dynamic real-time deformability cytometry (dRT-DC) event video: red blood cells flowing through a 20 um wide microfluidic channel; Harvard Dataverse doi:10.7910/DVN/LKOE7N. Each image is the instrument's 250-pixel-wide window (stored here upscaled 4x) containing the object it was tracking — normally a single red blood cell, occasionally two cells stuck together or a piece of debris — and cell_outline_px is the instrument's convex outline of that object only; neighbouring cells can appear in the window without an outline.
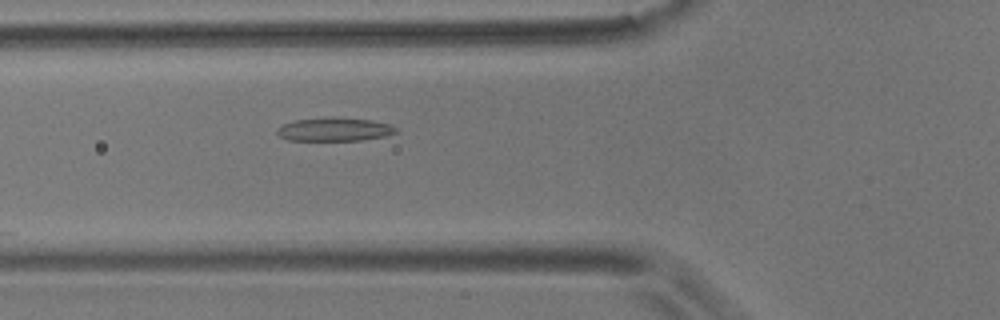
{"species": "common noctule bat (a hibernating species)", "species_latin": "Nyctalus noctula", "temperature_condition": "room temperature", "stored_images_in_passage": 6, "camera_frame_rate_fps": 3000, "um_per_image_px": 0.085, "animal": {"sex": "male", "body_mass_g": 17.9}, "frame": {"image": 1, "passage_image": 5, "time_ms": 1.333, "image_size_px": [1000, 320], "cell_outline_px": [[396, 132], [384, 136], [360, 140], [288, 140], [280, 136], [276, 132], [284, 124], [292, 120], [328, 116], [336, 116], [372, 120], [392, 124], [396, 128]], "centroid_in_image_um": [28.44, 10.97], "position_along_channel_um": 97.4, "area_um2": 16.42}}